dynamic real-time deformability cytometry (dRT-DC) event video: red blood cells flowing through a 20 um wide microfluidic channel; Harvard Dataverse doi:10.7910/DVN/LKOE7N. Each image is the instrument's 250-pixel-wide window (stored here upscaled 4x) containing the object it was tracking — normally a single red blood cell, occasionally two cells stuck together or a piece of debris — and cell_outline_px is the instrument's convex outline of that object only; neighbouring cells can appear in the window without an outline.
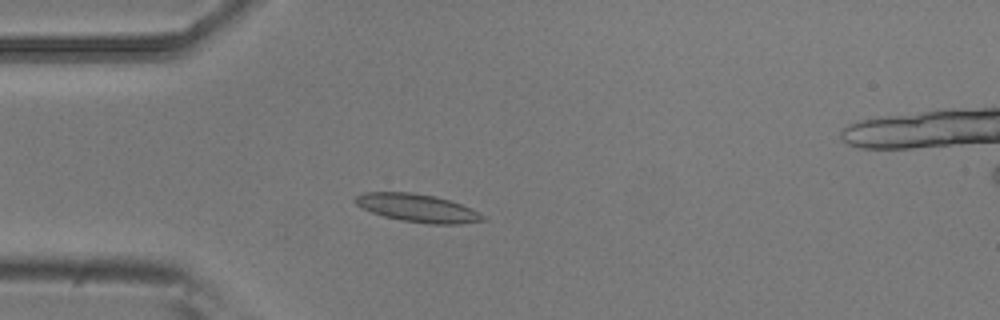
{"species": "common noctule bat (a hibernating species)", "species_latin": "Nyctalus noctula", "temperature_condition": "room temperature", "stored_images_in_passage": 4, "camera_frame_rate_fps": 3000, "um_per_image_px": 0.085, "animal": {"sex": "male", "body_mass_g": 20.5, "forearm_length_mm": 52.5}, "frame": {"image": 1, "passage_image": 3, "time_ms": 0.667, "image_size_px": [1000, 320], "cell_outline_px": [[488, 220], [460, 224], [428, 224], [400, 220], [384, 216], [372, 212], [356, 204], [352, 200], [356, 196], [364, 192], [412, 192], [436, 196], [472, 208], [480, 212]], "centroid_in_image_um": [35.52, 17.68], "position_along_channel_um": 49.5, "area_um2": 20.92}}